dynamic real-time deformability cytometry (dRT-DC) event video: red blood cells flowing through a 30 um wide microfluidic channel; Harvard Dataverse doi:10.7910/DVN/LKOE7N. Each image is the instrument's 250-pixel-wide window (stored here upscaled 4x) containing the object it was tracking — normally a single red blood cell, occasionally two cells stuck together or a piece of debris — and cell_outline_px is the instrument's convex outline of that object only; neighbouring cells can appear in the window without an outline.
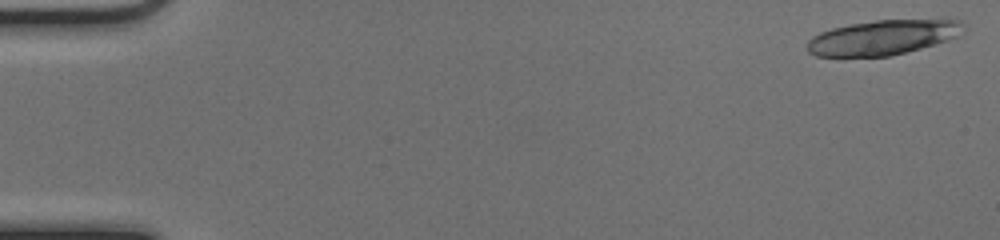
{"species": "common noctule bat (a hibernating species)", "species_latin": "Nyctalus noctula", "temperature_condition": "cold", "stored_images_in_passage": 18, "camera_frame_rate_fps": 3000, "um_per_image_px": 0.085, "animal": {"sex": "female", "body_mass_g": 17.0, "forearm_length_mm": 48.0}, "frame": {"image": 1, "passage_image": 1, "time_ms": 0.0, "image_size_px": [1000, 240], "cell_outline_px": [[964, 24], [956, 36], [948, 40], [920, 48], [888, 56], [816, 56], [808, 52], [808, 40], [812, 36], [820, 32], [832, 28], [852, 24], [876, 20], [960, 20]], "centroid_in_image_um": [74.98, 3.18], "position_along_channel_um": 10.0, "area_um2": 31.1}}